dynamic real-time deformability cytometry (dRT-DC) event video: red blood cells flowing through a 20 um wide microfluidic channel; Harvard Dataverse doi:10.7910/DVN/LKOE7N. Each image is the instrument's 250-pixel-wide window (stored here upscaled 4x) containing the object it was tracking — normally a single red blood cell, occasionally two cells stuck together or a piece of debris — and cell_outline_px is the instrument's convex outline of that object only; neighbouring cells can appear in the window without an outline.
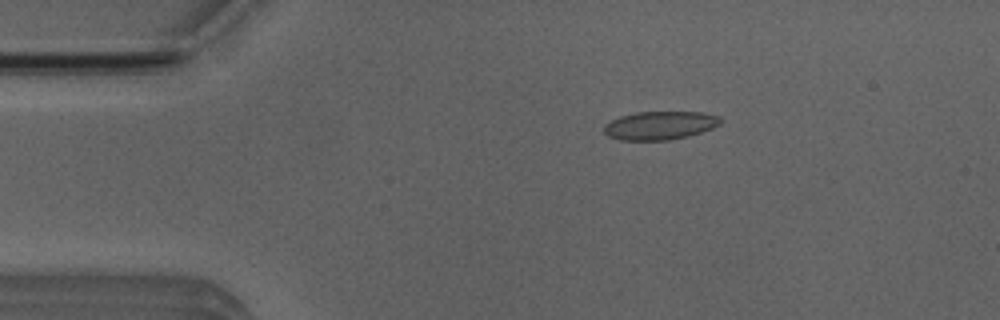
{"species": "Egyptian fruit bat (a non-hibernating species)", "species_latin": "Rousettus aegyptiacus", "temperature_condition": "room temperature", "stored_images_in_passage": 5, "camera_frame_rate_fps": 3000, "um_per_image_px": 0.085, "animal": {"sex": "male"}, "frame": {"image": 1, "passage_image": 3, "time_ms": 2.333, "image_size_px": [1000, 320], "cell_outline_px": [[720, 124], [712, 128], [688, 136], [668, 140], [620, 140], [608, 136], [604, 132], [604, 124], [620, 116], [636, 112], [704, 112], [720, 116]], "centroid_in_image_um": [56.08, 10.66], "position_along_channel_um": 28.9, "area_um2": 19.25}}
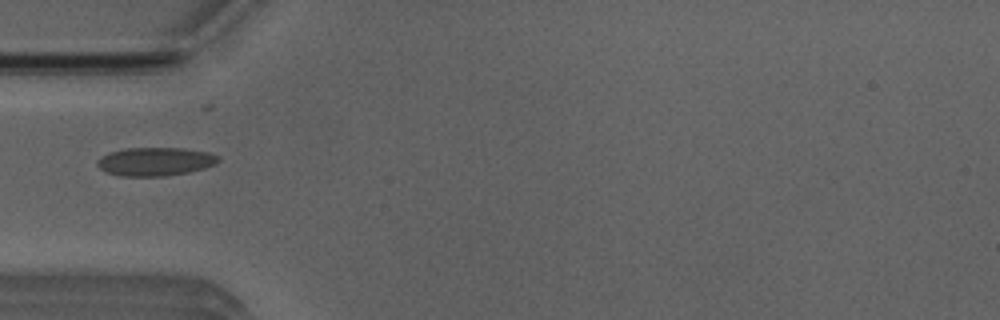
{"frame": {"image": 2, "passage_image": 5, "time_ms": 4.667, "image_size_px": [1000, 320], "cell_outline_px": [[220, 160], [216, 164], [204, 168], [188, 172], [164, 176], [120, 176], [108, 172], [100, 168], [96, 164], [96, 160], [100, 156], [108, 152], [124, 148], [184, 148], [208, 152], [220, 156]], "centroid_in_image_um": [13.19, 13.72], "position_along_channel_um": 71.8, "area_um2": 20.23}}